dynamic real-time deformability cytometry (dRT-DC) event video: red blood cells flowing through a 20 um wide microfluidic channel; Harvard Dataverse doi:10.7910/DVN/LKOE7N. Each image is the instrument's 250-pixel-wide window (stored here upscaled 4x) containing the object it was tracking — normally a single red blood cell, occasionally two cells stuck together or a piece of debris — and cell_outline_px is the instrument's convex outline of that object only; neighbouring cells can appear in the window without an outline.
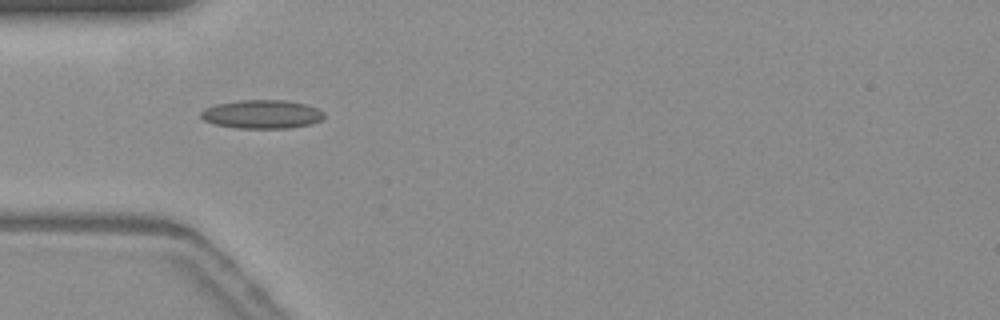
{"species": "common noctule bat (a hibernating species)", "species_latin": "Nyctalus noctula", "temperature_condition": "warm", "stored_images_in_passage": 29, "camera_frame_rate_fps": 3000, "um_per_image_px": 0.085, "animal": {"sex": "female", "body_mass_g": 19.3, "forearm_length_mm": 54.1}, "frame": {"image": 1, "passage_image": 1, "time_ms": 0.0, "image_size_px": [1000, 320], "cell_outline_px": [[324, 116], [320, 120], [312, 124], [288, 128], [236, 128], [216, 124], [204, 120], [200, 116], [200, 112], [204, 108], [216, 104], [240, 100], [288, 100], [308, 104], [324, 112]], "centroid_in_image_um": [22.27, 9.7], "position_along_channel_um": 62.7, "area_um2": 20.63}}
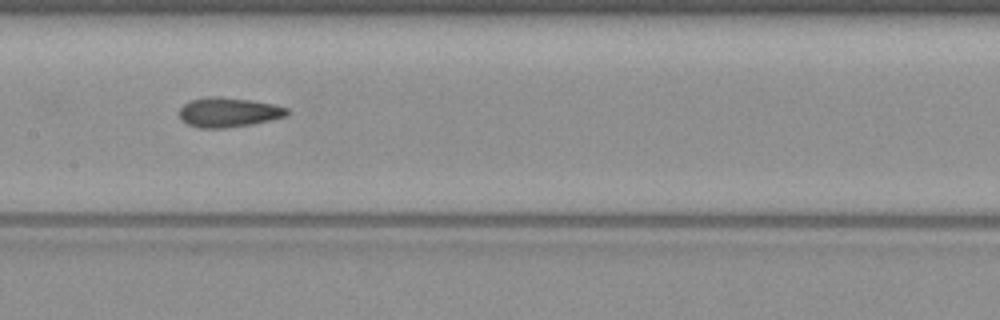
{"frame": {"image": 2, "passage_image": 11, "time_ms": 3.333, "image_size_px": [1000, 320], "cell_outline_px": [[292, 112], [288, 116], [272, 120], [252, 124], [224, 128], [200, 128], [188, 124], [180, 120], [180, 108], [184, 104], [192, 100], [208, 96], [220, 96], [248, 100], [272, 104], [288, 108]], "centroid_in_image_um": [19.45, 9.55], "position_along_channel_um": 187.9, "area_um2": 18.67}}
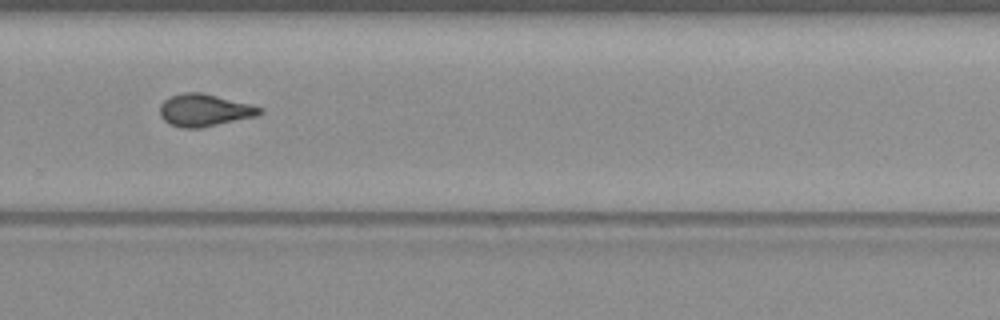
{"frame": {"image": 3, "passage_image": 21, "time_ms": 6.667, "image_size_px": [1000, 320], "cell_outline_px": [[264, 112], [256, 116], [200, 128], [180, 128], [164, 120], [160, 116], [160, 104], [164, 100], [172, 96], [184, 92], [204, 92], [264, 108]], "centroid_in_image_um": [17.38, 9.36], "position_along_channel_um": 312.4, "area_um2": 18.79}, "authors_computed_cell_mechanics": {"area_um2": 18.496, "velocity_mm_per_s": 3.7492, "shape_relaxation_time_tau1_ms": null, "shape_relaxation_time_tau2_ms": 2.4518, "deformation_change_tau1": null, "deformation_change_tau2": 0.1115}}